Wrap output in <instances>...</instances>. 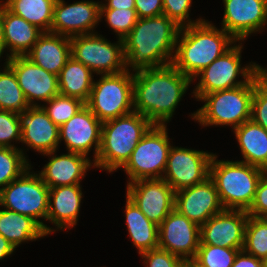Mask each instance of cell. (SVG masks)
I'll return each instance as SVG.
<instances>
[{
    "label": "cell",
    "mask_w": 267,
    "mask_h": 267,
    "mask_svg": "<svg viewBox=\"0 0 267 267\" xmlns=\"http://www.w3.org/2000/svg\"><path fill=\"white\" fill-rule=\"evenodd\" d=\"M29 107L14 71L5 63L0 70V110L19 114Z\"/></svg>",
    "instance_id": "obj_31"
},
{
    "label": "cell",
    "mask_w": 267,
    "mask_h": 267,
    "mask_svg": "<svg viewBox=\"0 0 267 267\" xmlns=\"http://www.w3.org/2000/svg\"><path fill=\"white\" fill-rule=\"evenodd\" d=\"M179 267H191V260L184 261Z\"/></svg>",
    "instance_id": "obj_48"
},
{
    "label": "cell",
    "mask_w": 267,
    "mask_h": 267,
    "mask_svg": "<svg viewBox=\"0 0 267 267\" xmlns=\"http://www.w3.org/2000/svg\"><path fill=\"white\" fill-rule=\"evenodd\" d=\"M222 29L237 42L259 32L267 24V0H223Z\"/></svg>",
    "instance_id": "obj_18"
},
{
    "label": "cell",
    "mask_w": 267,
    "mask_h": 267,
    "mask_svg": "<svg viewBox=\"0 0 267 267\" xmlns=\"http://www.w3.org/2000/svg\"><path fill=\"white\" fill-rule=\"evenodd\" d=\"M191 5L192 0H163V14L174 20L180 27L202 21L201 18L195 21L189 18Z\"/></svg>",
    "instance_id": "obj_39"
},
{
    "label": "cell",
    "mask_w": 267,
    "mask_h": 267,
    "mask_svg": "<svg viewBox=\"0 0 267 267\" xmlns=\"http://www.w3.org/2000/svg\"><path fill=\"white\" fill-rule=\"evenodd\" d=\"M200 243V226L173 209L158 226V247L182 260L195 258Z\"/></svg>",
    "instance_id": "obj_14"
},
{
    "label": "cell",
    "mask_w": 267,
    "mask_h": 267,
    "mask_svg": "<svg viewBox=\"0 0 267 267\" xmlns=\"http://www.w3.org/2000/svg\"><path fill=\"white\" fill-rule=\"evenodd\" d=\"M233 130L244 158L240 162L267 170V131L251 119Z\"/></svg>",
    "instance_id": "obj_26"
},
{
    "label": "cell",
    "mask_w": 267,
    "mask_h": 267,
    "mask_svg": "<svg viewBox=\"0 0 267 267\" xmlns=\"http://www.w3.org/2000/svg\"><path fill=\"white\" fill-rule=\"evenodd\" d=\"M102 122L84 105L66 123L59 127V142L64 140L68 152L87 157L94 146L95 162L101 144Z\"/></svg>",
    "instance_id": "obj_19"
},
{
    "label": "cell",
    "mask_w": 267,
    "mask_h": 267,
    "mask_svg": "<svg viewBox=\"0 0 267 267\" xmlns=\"http://www.w3.org/2000/svg\"><path fill=\"white\" fill-rule=\"evenodd\" d=\"M5 7L42 32H51L56 0H6Z\"/></svg>",
    "instance_id": "obj_30"
},
{
    "label": "cell",
    "mask_w": 267,
    "mask_h": 267,
    "mask_svg": "<svg viewBox=\"0 0 267 267\" xmlns=\"http://www.w3.org/2000/svg\"><path fill=\"white\" fill-rule=\"evenodd\" d=\"M106 18L109 27L124 39L135 26L138 17L135 9H100V19Z\"/></svg>",
    "instance_id": "obj_36"
},
{
    "label": "cell",
    "mask_w": 267,
    "mask_h": 267,
    "mask_svg": "<svg viewBox=\"0 0 267 267\" xmlns=\"http://www.w3.org/2000/svg\"><path fill=\"white\" fill-rule=\"evenodd\" d=\"M43 32L22 17L10 12L3 3V37L9 49L6 61L15 56H25Z\"/></svg>",
    "instance_id": "obj_25"
},
{
    "label": "cell",
    "mask_w": 267,
    "mask_h": 267,
    "mask_svg": "<svg viewBox=\"0 0 267 267\" xmlns=\"http://www.w3.org/2000/svg\"><path fill=\"white\" fill-rule=\"evenodd\" d=\"M21 143L39 153L57 151L59 147V126L54 124L41 105L30 106L18 114Z\"/></svg>",
    "instance_id": "obj_21"
},
{
    "label": "cell",
    "mask_w": 267,
    "mask_h": 267,
    "mask_svg": "<svg viewBox=\"0 0 267 267\" xmlns=\"http://www.w3.org/2000/svg\"><path fill=\"white\" fill-rule=\"evenodd\" d=\"M258 73L259 76H267V68H263L260 65H258Z\"/></svg>",
    "instance_id": "obj_47"
},
{
    "label": "cell",
    "mask_w": 267,
    "mask_h": 267,
    "mask_svg": "<svg viewBox=\"0 0 267 267\" xmlns=\"http://www.w3.org/2000/svg\"><path fill=\"white\" fill-rule=\"evenodd\" d=\"M260 78L267 83V76H260Z\"/></svg>",
    "instance_id": "obj_50"
},
{
    "label": "cell",
    "mask_w": 267,
    "mask_h": 267,
    "mask_svg": "<svg viewBox=\"0 0 267 267\" xmlns=\"http://www.w3.org/2000/svg\"><path fill=\"white\" fill-rule=\"evenodd\" d=\"M241 250L199 244L193 260L201 267H232L236 255Z\"/></svg>",
    "instance_id": "obj_35"
},
{
    "label": "cell",
    "mask_w": 267,
    "mask_h": 267,
    "mask_svg": "<svg viewBox=\"0 0 267 267\" xmlns=\"http://www.w3.org/2000/svg\"><path fill=\"white\" fill-rule=\"evenodd\" d=\"M1 2L2 0L0 1V57L6 49L3 37V3Z\"/></svg>",
    "instance_id": "obj_46"
},
{
    "label": "cell",
    "mask_w": 267,
    "mask_h": 267,
    "mask_svg": "<svg viewBox=\"0 0 267 267\" xmlns=\"http://www.w3.org/2000/svg\"><path fill=\"white\" fill-rule=\"evenodd\" d=\"M102 3L100 9H135L134 0H106Z\"/></svg>",
    "instance_id": "obj_44"
},
{
    "label": "cell",
    "mask_w": 267,
    "mask_h": 267,
    "mask_svg": "<svg viewBox=\"0 0 267 267\" xmlns=\"http://www.w3.org/2000/svg\"><path fill=\"white\" fill-rule=\"evenodd\" d=\"M191 82L173 64L136 71L133 74V109L153 125H165Z\"/></svg>",
    "instance_id": "obj_1"
},
{
    "label": "cell",
    "mask_w": 267,
    "mask_h": 267,
    "mask_svg": "<svg viewBox=\"0 0 267 267\" xmlns=\"http://www.w3.org/2000/svg\"><path fill=\"white\" fill-rule=\"evenodd\" d=\"M47 104L48 106L42 105V108L50 120L59 127L70 120L85 105L80 99L60 93L47 101Z\"/></svg>",
    "instance_id": "obj_34"
},
{
    "label": "cell",
    "mask_w": 267,
    "mask_h": 267,
    "mask_svg": "<svg viewBox=\"0 0 267 267\" xmlns=\"http://www.w3.org/2000/svg\"><path fill=\"white\" fill-rule=\"evenodd\" d=\"M251 120L267 131V83L260 78L259 73L254 76Z\"/></svg>",
    "instance_id": "obj_37"
},
{
    "label": "cell",
    "mask_w": 267,
    "mask_h": 267,
    "mask_svg": "<svg viewBox=\"0 0 267 267\" xmlns=\"http://www.w3.org/2000/svg\"><path fill=\"white\" fill-rule=\"evenodd\" d=\"M191 267H201L199 264H197L193 259L191 260Z\"/></svg>",
    "instance_id": "obj_49"
},
{
    "label": "cell",
    "mask_w": 267,
    "mask_h": 267,
    "mask_svg": "<svg viewBox=\"0 0 267 267\" xmlns=\"http://www.w3.org/2000/svg\"><path fill=\"white\" fill-rule=\"evenodd\" d=\"M232 267H267L266 261L245 253L243 250L236 255Z\"/></svg>",
    "instance_id": "obj_43"
},
{
    "label": "cell",
    "mask_w": 267,
    "mask_h": 267,
    "mask_svg": "<svg viewBox=\"0 0 267 267\" xmlns=\"http://www.w3.org/2000/svg\"><path fill=\"white\" fill-rule=\"evenodd\" d=\"M174 209L199 226L224 210L214 181L204 182L175 192Z\"/></svg>",
    "instance_id": "obj_20"
},
{
    "label": "cell",
    "mask_w": 267,
    "mask_h": 267,
    "mask_svg": "<svg viewBox=\"0 0 267 267\" xmlns=\"http://www.w3.org/2000/svg\"><path fill=\"white\" fill-rule=\"evenodd\" d=\"M166 125H153L138 142L130 159L122 167L128 183L141 179H160L166 169L171 148Z\"/></svg>",
    "instance_id": "obj_9"
},
{
    "label": "cell",
    "mask_w": 267,
    "mask_h": 267,
    "mask_svg": "<svg viewBox=\"0 0 267 267\" xmlns=\"http://www.w3.org/2000/svg\"><path fill=\"white\" fill-rule=\"evenodd\" d=\"M213 153L171 146L163 179L176 192L210 176Z\"/></svg>",
    "instance_id": "obj_12"
},
{
    "label": "cell",
    "mask_w": 267,
    "mask_h": 267,
    "mask_svg": "<svg viewBox=\"0 0 267 267\" xmlns=\"http://www.w3.org/2000/svg\"><path fill=\"white\" fill-rule=\"evenodd\" d=\"M249 215L243 210L224 209L200 226V243L243 249Z\"/></svg>",
    "instance_id": "obj_17"
},
{
    "label": "cell",
    "mask_w": 267,
    "mask_h": 267,
    "mask_svg": "<svg viewBox=\"0 0 267 267\" xmlns=\"http://www.w3.org/2000/svg\"><path fill=\"white\" fill-rule=\"evenodd\" d=\"M5 63L14 71L29 106L47 102L59 94L58 76L37 66L25 56L9 58Z\"/></svg>",
    "instance_id": "obj_15"
},
{
    "label": "cell",
    "mask_w": 267,
    "mask_h": 267,
    "mask_svg": "<svg viewBox=\"0 0 267 267\" xmlns=\"http://www.w3.org/2000/svg\"><path fill=\"white\" fill-rule=\"evenodd\" d=\"M14 250V245L0 234V260H3L5 257L7 258Z\"/></svg>",
    "instance_id": "obj_45"
},
{
    "label": "cell",
    "mask_w": 267,
    "mask_h": 267,
    "mask_svg": "<svg viewBox=\"0 0 267 267\" xmlns=\"http://www.w3.org/2000/svg\"><path fill=\"white\" fill-rule=\"evenodd\" d=\"M100 2L77 1L65 4L64 0H56L51 32L73 37L95 33L93 30L100 19Z\"/></svg>",
    "instance_id": "obj_16"
},
{
    "label": "cell",
    "mask_w": 267,
    "mask_h": 267,
    "mask_svg": "<svg viewBox=\"0 0 267 267\" xmlns=\"http://www.w3.org/2000/svg\"><path fill=\"white\" fill-rule=\"evenodd\" d=\"M100 76L85 103L91 112L101 122L133 112V73L125 70Z\"/></svg>",
    "instance_id": "obj_8"
},
{
    "label": "cell",
    "mask_w": 267,
    "mask_h": 267,
    "mask_svg": "<svg viewBox=\"0 0 267 267\" xmlns=\"http://www.w3.org/2000/svg\"><path fill=\"white\" fill-rule=\"evenodd\" d=\"M254 77L245 85L203 95L205 104L191 117L202 126L230 125L233 129L251 119Z\"/></svg>",
    "instance_id": "obj_6"
},
{
    "label": "cell",
    "mask_w": 267,
    "mask_h": 267,
    "mask_svg": "<svg viewBox=\"0 0 267 267\" xmlns=\"http://www.w3.org/2000/svg\"><path fill=\"white\" fill-rule=\"evenodd\" d=\"M138 18L155 17L163 14V0H134Z\"/></svg>",
    "instance_id": "obj_42"
},
{
    "label": "cell",
    "mask_w": 267,
    "mask_h": 267,
    "mask_svg": "<svg viewBox=\"0 0 267 267\" xmlns=\"http://www.w3.org/2000/svg\"><path fill=\"white\" fill-rule=\"evenodd\" d=\"M125 217L129 237L139 254L158 248V225L150 221L126 196Z\"/></svg>",
    "instance_id": "obj_29"
},
{
    "label": "cell",
    "mask_w": 267,
    "mask_h": 267,
    "mask_svg": "<svg viewBox=\"0 0 267 267\" xmlns=\"http://www.w3.org/2000/svg\"><path fill=\"white\" fill-rule=\"evenodd\" d=\"M246 212L249 216L267 218V170L263 171L253 202Z\"/></svg>",
    "instance_id": "obj_41"
},
{
    "label": "cell",
    "mask_w": 267,
    "mask_h": 267,
    "mask_svg": "<svg viewBox=\"0 0 267 267\" xmlns=\"http://www.w3.org/2000/svg\"><path fill=\"white\" fill-rule=\"evenodd\" d=\"M31 167L20 148L0 147V190Z\"/></svg>",
    "instance_id": "obj_33"
},
{
    "label": "cell",
    "mask_w": 267,
    "mask_h": 267,
    "mask_svg": "<svg viewBox=\"0 0 267 267\" xmlns=\"http://www.w3.org/2000/svg\"><path fill=\"white\" fill-rule=\"evenodd\" d=\"M236 42L224 29H217L205 19L183 26L178 34L172 64L193 81L198 73Z\"/></svg>",
    "instance_id": "obj_3"
},
{
    "label": "cell",
    "mask_w": 267,
    "mask_h": 267,
    "mask_svg": "<svg viewBox=\"0 0 267 267\" xmlns=\"http://www.w3.org/2000/svg\"><path fill=\"white\" fill-rule=\"evenodd\" d=\"M243 45H231L219 58L213 61L209 66L203 69L196 77H199V83L196 85L193 93L196 99L203 95L219 90H228L248 83L257 73L258 64L255 62L241 68V52ZM242 76L244 80H236Z\"/></svg>",
    "instance_id": "obj_10"
},
{
    "label": "cell",
    "mask_w": 267,
    "mask_h": 267,
    "mask_svg": "<svg viewBox=\"0 0 267 267\" xmlns=\"http://www.w3.org/2000/svg\"><path fill=\"white\" fill-rule=\"evenodd\" d=\"M21 142L18 113L0 110V147L17 148L11 141Z\"/></svg>",
    "instance_id": "obj_38"
},
{
    "label": "cell",
    "mask_w": 267,
    "mask_h": 267,
    "mask_svg": "<svg viewBox=\"0 0 267 267\" xmlns=\"http://www.w3.org/2000/svg\"><path fill=\"white\" fill-rule=\"evenodd\" d=\"M81 200L80 184L50 188L46 220L51 221L60 230L74 227L78 221Z\"/></svg>",
    "instance_id": "obj_24"
},
{
    "label": "cell",
    "mask_w": 267,
    "mask_h": 267,
    "mask_svg": "<svg viewBox=\"0 0 267 267\" xmlns=\"http://www.w3.org/2000/svg\"><path fill=\"white\" fill-rule=\"evenodd\" d=\"M153 124L138 112L102 122L101 144L94 167L109 173L122 168Z\"/></svg>",
    "instance_id": "obj_4"
},
{
    "label": "cell",
    "mask_w": 267,
    "mask_h": 267,
    "mask_svg": "<svg viewBox=\"0 0 267 267\" xmlns=\"http://www.w3.org/2000/svg\"><path fill=\"white\" fill-rule=\"evenodd\" d=\"M180 29L164 14L138 18L130 33L122 39L126 70L136 72L172 64Z\"/></svg>",
    "instance_id": "obj_2"
},
{
    "label": "cell",
    "mask_w": 267,
    "mask_h": 267,
    "mask_svg": "<svg viewBox=\"0 0 267 267\" xmlns=\"http://www.w3.org/2000/svg\"><path fill=\"white\" fill-rule=\"evenodd\" d=\"M56 151L43 154L50 156L49 162L44 165L39 176L49 188L64 185L80 184L86 171L94 165L89 157L84 155L68 152L57 156ZM92 163V164H91Z\"/></svg>",
    "instance_id": "obj_22"
},
{
    "label": "cell",
    "mask_w": 267,
    "mask_h": 267,
    "mask_svg": "<svg viewBox=\"0 0 267 267\" xmlns=\"http://www.w3.org/2000/svg\"><path fill=\"white\" fill-rule=\"evenodd\" d=\"M71 57L97 75L117 74L126 70L123 40L111 43L100 34L70 37Z\"/></svg>",
    "instance_id": "obj_11"
},
{
    "label": "cell",
    "mask_w": 267,
    "mask_h": 267,
    "mask_svg": "<svg viewBox=\"0 0 267 267\" xmlns=\"http://www.w3.org/2000/svg\"><path fill=\"white\" fill-rule=\"evenodd\" d=\"M210 163V178L214 181L224 209L247 211L254 199L264 169L240 161L217 160Z\"/></svg>",
    "instance_id": "obj_5"
},
{
    "label": "cell",
    "mask_w": 267,
    "mask_h": 267,
    "mask_svg": "<svg viewBox=\"0 0 267 267\" xmlns=\"http://www.w3.org/2000/svg\"><path fill=\"white\" fill-rule=\"evenodd\" d=\"M92 73L87 66L70 57L58 75L59 93L86 103L93 87Z\"/></svg>",
    "instance_id": "obj_27"
},
{
    "label": "cell",
    "mask_w": 267,
    "mask_h": 267,
    "mask_svg": "<svg viewBox=\"0 0 267 267\" xmlns=\"http://www.w3.org/2000/svg\"><path fill=\"white\" fill-rule=\"evenodd\" d=\"M0 234L15 248L23 242L36 241L47 236L33 218L9 209L0 210Z\"/></svg>",
    "instance_id": "obj_28"
},
{
    "label": "cell",
    "mask_w": 267,
    "mask_h": 267,
    "mask_svg": "<svg viewBox=\"0 0 267 267\" xmlns=\"http://www.w3.org/2000/svg\"><path fill=\"white\" fill-rule=\"evenodd\" d=\"M146 267H179L184 260L169 251L155 248L140 253Z\"/></svg>",
    "instance_id": "obj_40"
},
{
    "label": "cell",
    "mask_w": 267,
    "mask_h": 267,
    "mask_svg": "<svg viewBox=\"0 0 267 267\" xmlns=\"http://www.w3.org/2000/svg\"><path fill=\"white\" fill-rule=\"evenodd\" d=\"M126 195L158 226L174 209L175 191L163 179H141L127 183Z\"/></svg>",
    "instance_id": "obj_13"
},
{
    "label": "cell",
    "mask_w": 267,
    "mask_h": 267,
    "mask_svg": "<svg viewBox=\"0 0 267 267\" xmlns=\"http://www.w3.org/2000/svg\"><path fill=\"white\" fill-rule=\"evenodd\" d=\"M30 169L0 190V206L33 218L48 235L56 230L39 219H47L50 188L39 174L30 173Z\"/></svg>",
    "instance_id": "obj_7"
},
{
    "label": "cell",
    "mask_w": 267,
    "mask_h": 267,
    "mask_svg": "<svg viewBox=\"0 0 267 267\" xmlns=\"http://www.w3.org/2000/svg\"><path fill=\"white\" fill-rule=\"evenodd\" d=\"M242 250L267 262V218L249 216Z\"/></svg>",
    "instance_id": "obj_32"
},
{
    "label": "cell",
    "mask_w": 267,
    "mask_h": 267,
    "mask_svg": "<svg viewBox=\"0 0 267 267\" xmlns=\"http://www.w3.org/2000/svg\"><path fill=\"white\" fill-rule=\"evenodd\" d=\"M25 57L37 66L58 76L71 57L70 37L43 32Z\"/></svg>",
    "instance_id": "obj_23"
}]
</instances>
